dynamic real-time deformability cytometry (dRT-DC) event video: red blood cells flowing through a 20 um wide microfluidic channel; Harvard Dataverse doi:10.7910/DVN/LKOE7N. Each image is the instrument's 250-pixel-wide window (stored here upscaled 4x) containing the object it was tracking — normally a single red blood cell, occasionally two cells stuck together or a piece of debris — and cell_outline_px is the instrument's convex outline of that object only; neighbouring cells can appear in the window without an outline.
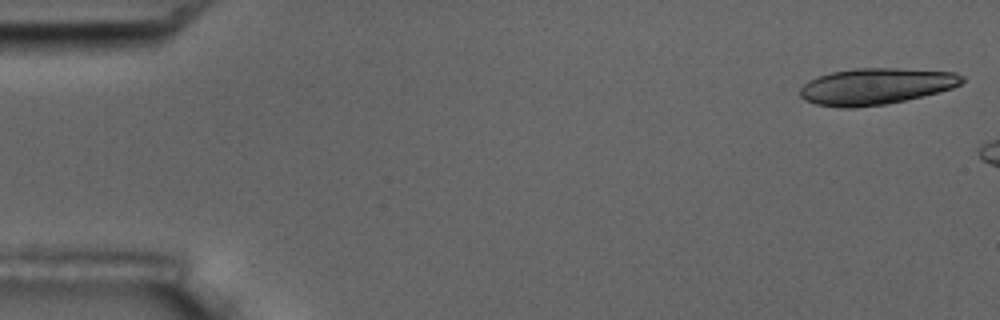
{"species": "common noctule bat (a hibernating species)", "species_latin": "Nyctalus noctula", "temperature_condition": "room temperature", "stored_images_in_passage": 3, "camera_frame_rate_fps": 3000, "um_per_image_px": 0.085, "animal": {"sex": "male", "body_mass_g": 17.5, "forearm_length_mm": 52.3}, "frame": {"image": 1, "passage_image": 1, "time_ms": 0.0, "image_size_px": [1000, 320], "cell_outline_px": [[964, 80], [960, 84], [952, 88], [904, 100], [884, 104], [856, 108], [844, 108], [816, 104], [804, 100], [800, 96], [800, 88], [808, 80], [832, 72], [856, 68], [896, 68], [956, 72], [964, 76]], "centroid_in_image_um": [74.43, 7.33], "position_along_channel_um": 10.6, "area_um2": 34.16}}